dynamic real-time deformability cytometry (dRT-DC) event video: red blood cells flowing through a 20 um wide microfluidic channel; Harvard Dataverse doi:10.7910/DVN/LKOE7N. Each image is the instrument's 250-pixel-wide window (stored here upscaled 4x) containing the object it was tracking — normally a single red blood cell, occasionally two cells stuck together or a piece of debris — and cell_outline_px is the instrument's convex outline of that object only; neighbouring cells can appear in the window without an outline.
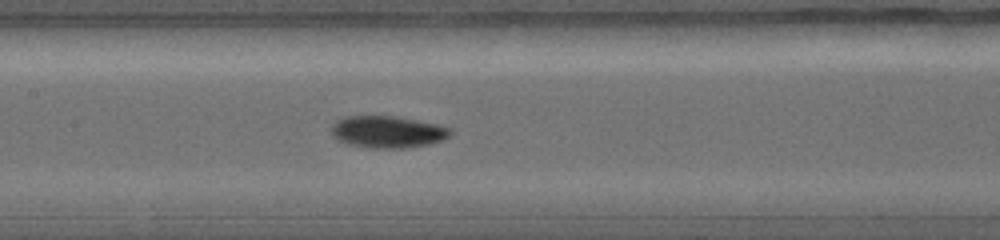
{"species": "common noctule bat (a hibernating species)", "species_latin": "Nyctalus noctula", "temperature_condition": "warm", "stored_images_in_passage": 17, "camera_frame_rate_fps": 5000, "um_per_image_px": 0.085, "animal": {"sex": "female", "body_mass_g": 19.0, "forearm_length_mm": 56.7}, "frame": {"image": 1, "passage_image": 6, "time_ms": 2.6, "image_size_px": [1000, 240], "cell_outline_px": [[452, 132], [444, 140], [428, 144], [408, 148], [372, 148], [352, 144], [336, 140], [332, 136], [332, 124], [336, 120], [348, 116], [392, 116], [436, 124], [452, 128]], "centroid_in_image_um": [32.94, 11.21], "position_along_channel_um": 174.5, "area_um2": 22.02}}
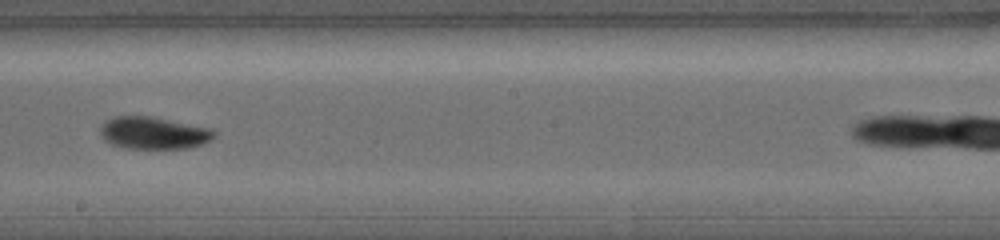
{"frame": {"image": 2, "passage_image": 8, "time_ms": 3.6, "image_size_px": [1000, 240], "cell_outline_px": [[216, 136], [212, 140], [204, 144], [188, 148], [124, 148], [108, 144], [100, 136], [100, 124], [116, 116], [148, 116], [208, 128], [216, 132]], "centroid_in_image_um": [13.01, 11.32], "position_along_channel_um": 235.2, "area_um2": 21.39}}
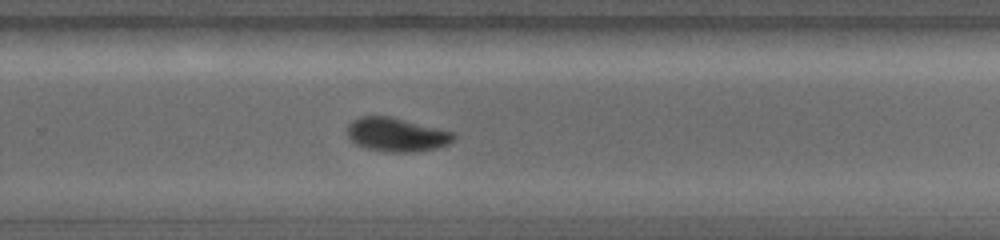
{"frame": {"image": 3, "passage_image": 10, "time_ms": 4.6, "image_size_px": [1000, 240], "cell_outline_px": [[456, 136], [448, 144], [436, 148], [416, 152], [388, 152], [364, 148], [348, 140], [348, 124], [364, 116], [388, 116], [456, 132]], "centroid_in_image_um": [33.72, 11.46], "position_along_channel_um": 296.1, "area_um2": 20.92}}